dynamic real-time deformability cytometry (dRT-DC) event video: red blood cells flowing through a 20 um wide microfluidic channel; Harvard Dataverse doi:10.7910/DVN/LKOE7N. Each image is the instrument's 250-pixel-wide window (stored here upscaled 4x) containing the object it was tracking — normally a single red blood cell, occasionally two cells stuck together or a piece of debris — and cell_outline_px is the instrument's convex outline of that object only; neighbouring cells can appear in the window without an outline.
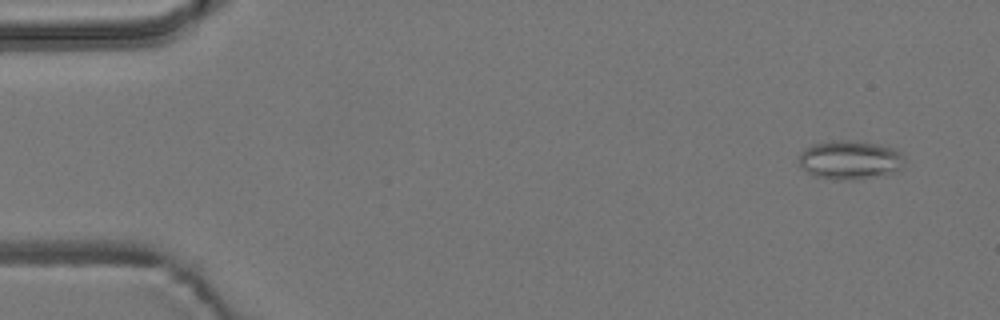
{"species": "common noctule bat (a hibernating species)", "species_latin": "Nyctalus noctula", "temperature_condition": "room temperature", "stored_images_in_passage": 5, "camera_frame_rate_fps": 3000, "um_per_image_px": 0.085, "animal": {"sex": "male", "body_mass_g": 19.2, "forearm_length_mm": 51.8}, "frame": {"image": 1, "passage_image": 2, "time_ms": 1.0, "image_size_px": [1000, 320], "cell_outline_px": [[904, 160], [900, 168], [896, 172], [856, 180], [836, 180], [812, 176], [800, 164], [796, 156], [804, 148], [812, 144], [828, 140], [856, 140], [880, 144], [896, 148], [904, 156]], "centroid_in_image_um": [72.22, 13.58], "position_along_channel_um": 12.8, "area_um2": 24.51}}